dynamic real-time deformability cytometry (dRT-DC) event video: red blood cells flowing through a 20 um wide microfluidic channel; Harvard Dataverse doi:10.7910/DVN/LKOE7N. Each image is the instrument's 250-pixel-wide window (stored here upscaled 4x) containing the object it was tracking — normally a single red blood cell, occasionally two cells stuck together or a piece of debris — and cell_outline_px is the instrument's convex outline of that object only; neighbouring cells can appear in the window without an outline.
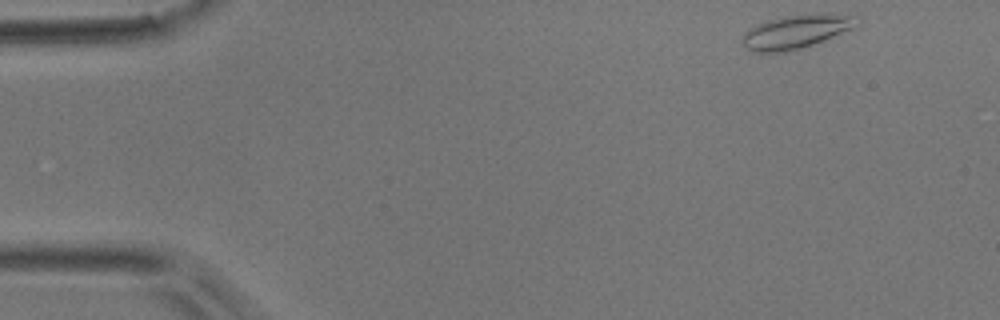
{"species": "common noctule bat (a hibernating species)", "species_latin": "Nyctalus noctula", "temperature_condition": "room temperature", "stored_images_in_passage": 44, "camera_frame_rate_fps": 3000, "um_per_image_px": 0.085, "animal": {"sex": "male", "body_mass_g": 17.9}, "frame": {"image": 1, "passage_image": 1, "time_ms": 0.0, "image_size_px": [1000, 320], "cell_outline_px": [[860, 24], [852, 28], [812, 44], [800, 48], [784, 52], [752, 52], [740, 40], [744, 32], [768, 20], [788, 16], [860, 16]], "centroid_in_image_um": [67.6, 2.74], "position_along_channel_um": 17.4, "area_um2": 21.21}}
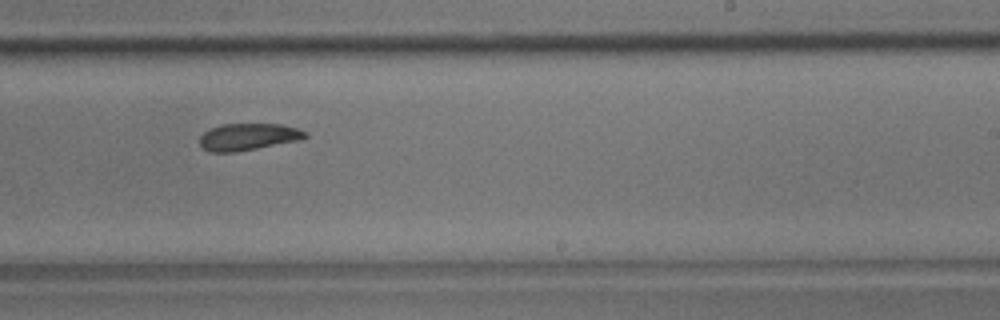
{"frame": {"image": 2, "passage_image": 28, "time_ms": 9.0, "image_size_px": [1000, 320], "cell_outline_px": [[308, 136], [300, 140], [236, 152], [208, 152], [200, 144], [200, 136], [208, 128], [224, 124], [280, 124], [296, 128], [308, 132]], "centroid_in_image_um": [21.09, 11.63], "position_along_channel_um": 267.9, "area_um2": 16.59}}
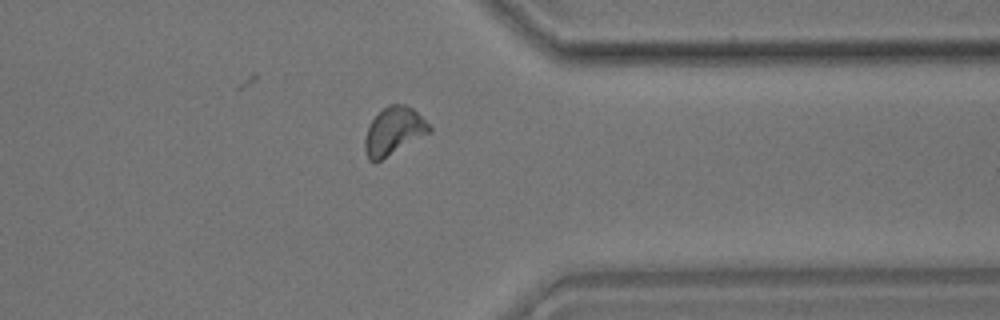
{"frame": {"image": 3, "passage_image": 37, "time_ms": 12.0, "image_size_px": [1000, 320], "cell_outline_px": [[432, 132], [380, 160], [368, 160], [364, 148], [364, 140], [368, 124], [388, 104], [404, 104], [412, 108], [432, 128]], "centroid_in_image_um": [33.46, 11.14], "position_along_channel_um": 377.9, "area_um2": 17.69}, "authors_computed_cell_mechanics": {"area_um2": 17.5134, "velocity_mm_per_s": 3.8698, "shape_relaxation_time_tau1_ms": null, "shape_relaxation_time_tau2_ms": 6.9775, "deformation_change_tau1": null, "deformation_change_tau2": 0.1314}}